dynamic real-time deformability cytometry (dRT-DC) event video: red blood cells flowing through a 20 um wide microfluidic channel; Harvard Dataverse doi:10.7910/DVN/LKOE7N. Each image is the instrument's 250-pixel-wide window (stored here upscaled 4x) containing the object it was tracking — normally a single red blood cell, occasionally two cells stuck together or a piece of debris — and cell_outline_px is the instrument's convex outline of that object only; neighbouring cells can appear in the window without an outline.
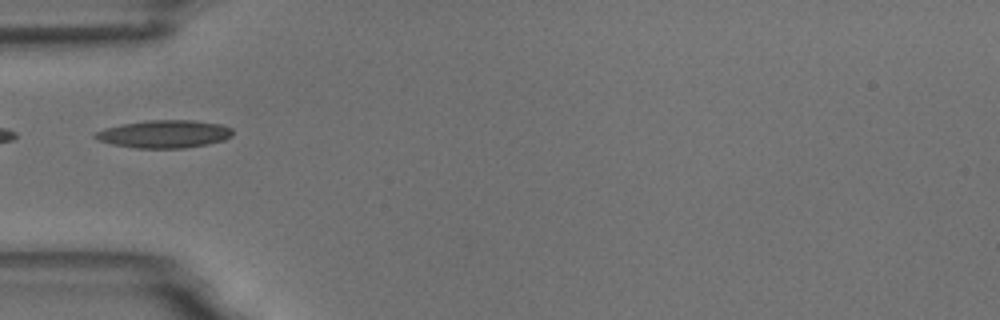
{"species": "common noctule bat (a hibernating species)", "species_latin": "Nyctalus noctula", "temperature_condition": "room temperature", "stored_images_in_passage": 2, "camera_frame_rate_fps": 3000, "um_per_image_px": 0.085, "animal": {"sex": "male", "body_mass_g": 18.8}, "frame": {"image": 1, "passage_image": 1, "time_ms": 0.0, "image_size_px": [1000, 320], "cell_outline_px": [[232, 136], [224, 140], [208, 144], [184, 148], [136, 148], [112, 144], [96, 140], [92, 136], [92, 132], [104, 128], [120, 124], [148, 120], [192, 120], [220, 124], [232, 128]], "centroid_in_image_um": [13.91, 11.39], "position_along_channel_um": 71.1, "area_um2": 22.48}}